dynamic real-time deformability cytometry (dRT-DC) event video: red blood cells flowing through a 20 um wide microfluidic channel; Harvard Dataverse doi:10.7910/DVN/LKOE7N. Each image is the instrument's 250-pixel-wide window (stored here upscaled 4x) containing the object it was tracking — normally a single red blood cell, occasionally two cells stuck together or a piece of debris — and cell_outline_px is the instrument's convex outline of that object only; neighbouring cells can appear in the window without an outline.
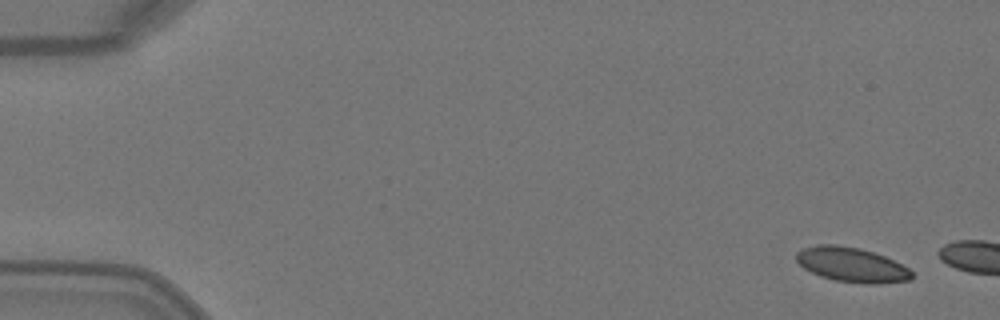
{"species": "Egyptian fruit bat (a non-hibernating species)", "species_latin": "Rousettus aegyptiacus", "temperature_condition": "warm", "stored_images_in_passage": 3, "camera_frame_rate_fps": 3000, "um_per_image_px": 0.085, "animal": {"sex": "female"}, "frame": {"image": 1, "passage_image": 1, "time_ms": 0.0, "image_size_px": [1000, 320], "cell_outline_px": [[912, 280], [880, 284], [864, 284], [836, 280], [820, 276], [804, 268], [796, 260], [796, 252], [804, 248], [816, 244], [836, 244], [860, 248], [884, 256], [908, 268], [912, 272]], "centroid_in_image_um": [72.39, 22.5], "position_along_channel_um": 12.6, "area_um2": 23.29}}